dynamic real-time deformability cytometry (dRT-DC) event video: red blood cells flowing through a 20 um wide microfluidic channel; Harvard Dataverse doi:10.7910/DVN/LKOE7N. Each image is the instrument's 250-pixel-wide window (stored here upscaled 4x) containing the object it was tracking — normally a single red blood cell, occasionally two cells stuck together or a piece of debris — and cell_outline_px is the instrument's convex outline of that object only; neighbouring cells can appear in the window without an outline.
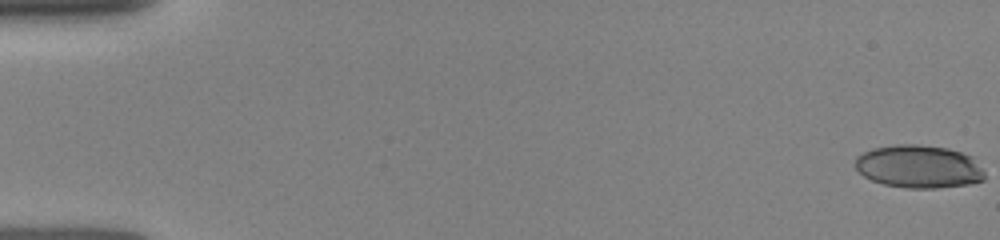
{"species": "human", "species_latin": "Homo sapiens", "temperature_condition": "room temperature", "stored_images_in_passage": 34, "camera_frame_rate_fps": 3000, "um_per_image_px": 0.085, "donor": {"sex": "female"}, "frame": {"image": 1, "passage_image": 1, "time_ms": 0.0, "image_size_px": [1000, 240], "cell_outline_px": [[984, 180], [968, 184], [936, 188], [908, 188], [884, 184], [872, 180], [864, 176], [856, 168], [856, 156], [872, 148], [896, 144], [920, 144], [948, 148], [972, 156], [984, 172]], "centroid_in_image_um": [78.1, 14.15], "position_along_channel_um": 6.9, "area_um2": 32.37}}
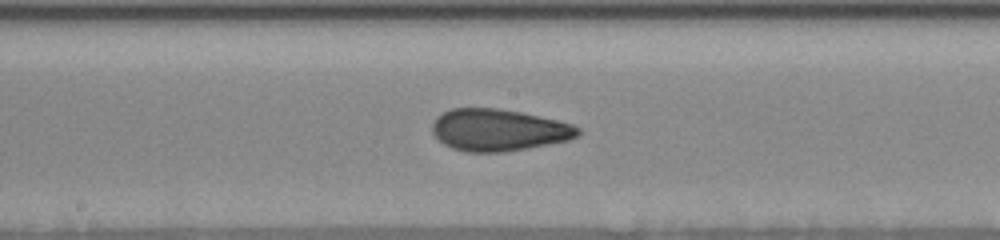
{"frame": {"image": 2, "passage_image": 19, "time_ms": 8.667, "image_size_px": [1000, 240], "cell_outline_px": [[580, 132], [576, 136], [568, 140], [528, 148], [504, 152], [468, 152], [452, 148], [444, 144], [432, 132], [432, 124], [436, 116], [452, 108], [496, 108], [520, 112], [556, 120], [572, 124], [580, 128]], "centroid_in_image_um": [42.35, 11.05], "position_along_channel_um": 205.8, "area_um2": 35.37}}
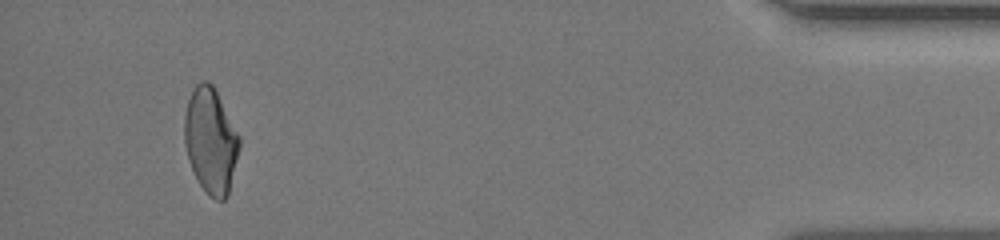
{"frame": {"image": 3, "passage_image": 33, "time_ms": 15.333, "image_size_px": [1000, 240], "cell_outline_px": [[240, 148], [228, 196], [224, 200], [216, 200], [208, 196], [200, 184], [188, 160], [184, 144], [184, 116], [188, 100], [196, 84], [200, 80], [208, 80], [212, 84], [240, 136]], "centroid_in_image_um": [17.91, 11.97], "position_along_channel_um": 417.3, "area_um2": 33.87}}